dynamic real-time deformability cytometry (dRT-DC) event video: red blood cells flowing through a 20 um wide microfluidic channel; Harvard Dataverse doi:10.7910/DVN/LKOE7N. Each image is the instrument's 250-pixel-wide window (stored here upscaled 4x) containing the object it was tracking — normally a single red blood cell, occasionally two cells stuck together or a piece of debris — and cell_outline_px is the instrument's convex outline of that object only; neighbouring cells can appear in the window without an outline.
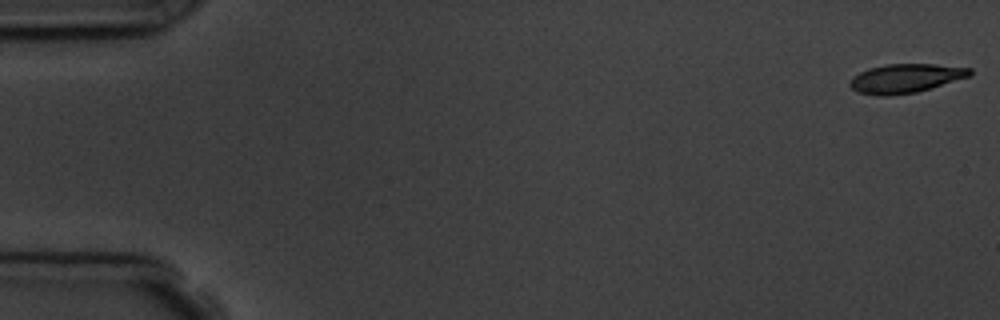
{"species": "common noctule bat (a hibernating species)", "species_latin": "Nyctalus noctula", "temperature_condition": "room temperature", "stored_images_in_passage": 6, "camera_frame_rate_fps": 3000, "um_per_image_px": 0.085, "animal": {"sex": "male", "body_mass_g": 19.5, "forearm_length_mm": 54.6}, "frame": {"image": 1, "passage_image": 1, "time_ms": 0.0, "image_size_px": [1000, 320], "cell_outline_px": [[972, 76], [932, 88], [916, 92], [888, 96], [876, 96], [856, 92], [848, 84], [852, 76], [868, 68], [888, 64], [936, 64], [972, 68]], "centroid_in_image_um": [76.98, 6.66], "position_along_channel_um": 8.0, "area_um2": 20.58}}
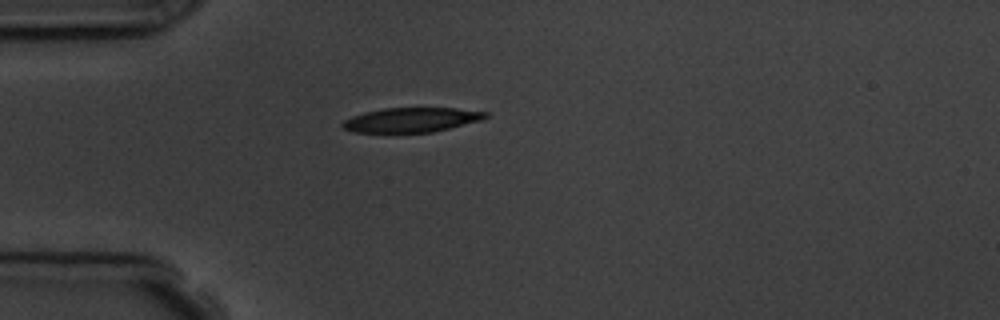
{"frame": {"image": 2, "passage_image": 5, "time_ms": 4.667, "image_size_px": [1000, 320], "cell_outline_px": [[488, 116], [480, 120], [432, 132], [352, 132], [344, 128], [340, 124], [344, 120], [352, 116], [364, 112], [384, 108], [456, 108], [488, 112]], "centroid_in_image_um": [34.94, 10.18], "position_along_channel_um": 50.1, "area_um2": 20.23}}